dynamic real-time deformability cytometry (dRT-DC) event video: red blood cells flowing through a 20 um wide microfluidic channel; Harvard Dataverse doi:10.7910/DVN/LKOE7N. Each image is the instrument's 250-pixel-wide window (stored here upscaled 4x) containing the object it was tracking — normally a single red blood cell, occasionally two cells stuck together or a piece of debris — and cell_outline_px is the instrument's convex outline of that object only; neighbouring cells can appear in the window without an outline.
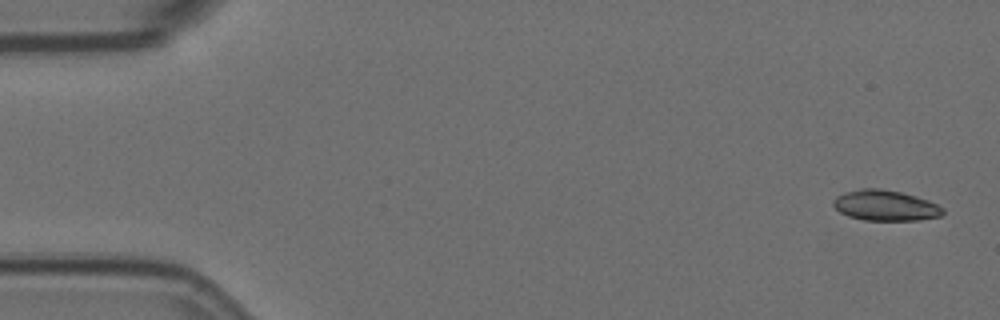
{"species": "Egyptian fruit bat (a non-hibernating species)", "species_latin": "Rousettus aegyptiacus", "temperature_condition": "room temperature", "stored_images_in_passage": 5, "camera_frame_rate_fps": 3000, "um_per_image_px": 0.085, "animal": {"sex": "female"}, "frame": {"image": 1, "passage_image": 1, "time_ms": 0.0, "image_size_px": [1000, 320], "cell_outline_px": [[944, 212], [940, 216], [920, 220], [864, 220], [848, 216], [840, 212], [832, 204], [832, 200], [836, 196], [844, 192], [860, 188], [880, 188], [900, 192], [916, 196], [928, 200], [944, 208]], "centroid_in_image_um": [75.23, 17.46], "position_along_channel_um": 9.8, "area_um2": 19.59}}